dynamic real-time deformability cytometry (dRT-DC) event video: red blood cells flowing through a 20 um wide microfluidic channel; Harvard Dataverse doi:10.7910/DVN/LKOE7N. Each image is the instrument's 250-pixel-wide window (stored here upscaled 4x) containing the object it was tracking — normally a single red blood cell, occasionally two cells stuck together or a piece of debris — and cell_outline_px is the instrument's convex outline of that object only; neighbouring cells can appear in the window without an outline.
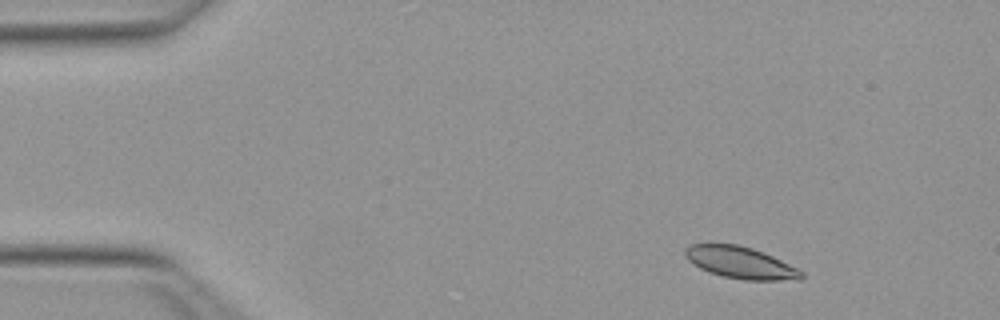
{"species": "Egyptian fruit bat (a non-hibernating species)", "species_latin": "Rousettus aegyptiacus", "temperature_condition": "warm", "stored_images_in_passage": 46, "camera_frame_rate_fps": 3000, "um_per_image_px": 0.085, "animal": {"sex": "female"}, "frame": {"image": 1, "passage_image": 1, "time_ms": 0.0, "image_size_px": [1000, 320], "cell_outline_px": [[804, 276], [800, 280], [744, 280], [724, 276], [708, 272], [700, 268], [688, 260], [684, 256], [684, 248], [688, 244], [736, 244], [752, 248], [772, 256], [804, 272]], "centroid_in_image_um": [62.91, 22.32], "position_along_channel_um": 22.1, "area_um2": 21.5}}
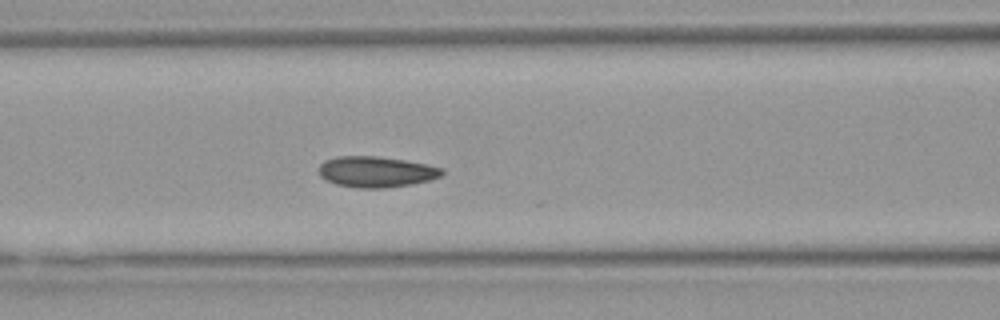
{"frame": {"image": 2, "passage_image": 16, "time_ms": 5.0, "image_size_px": [1000, 320], "cell_outline_px": [[444, 172], [440, 176], [428, 180], [412, 184], [384, 188], [356, 188], [336, 184], [320, 176], [320, 164], [324, 160], [336, 156], [376, 156], [404, 160], [428, 164], [444, 168]], "centroid_in_image_um": [31.98, 14.6], "position_along_channel_um": 134.6, "area_um2": 22.14}}
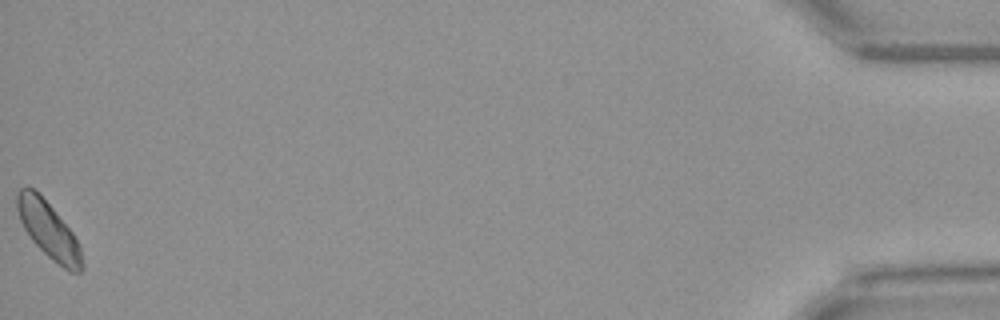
{"frame": {"image": 3, "passage_image": 46, "time_ms": 15.0, "image_size_px": [1000, 320], "cell_outline_px": [[84, 268], [80, 272], [68, 272], [52, 260], [32, 240], [24, 228], [20, 220], [16, 208], [16, 192], [20, 188], [28, 184], [52, 208], [72, 232], [80, 244], [84, 264]], "centroid_in_image_um": [4.14, 19.58], "position_along_channel_um": 431.1, "area_um2": 21.33}, "authors_computed_cell_mechanics": {"area_um2": 21.5016, "velocity_mm_per_s": 3.9637, "shape_relaxation_time_tau1_ms": 3.6123, "shape_relaxation_time_tau2_ms": null, "deformation_change_tau1": 0.0625, "deformation_change_tau2": null}}